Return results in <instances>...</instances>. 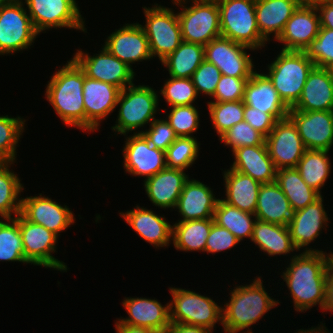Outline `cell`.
<instances>
[{
    "label": "cell",
    "mask_w": 333,
    "mask_h": 333,
    "mask_svg": "<svg viewBox=\"0 0 333 333\" xmlns=\"http://www.w3.org/2000/svg\"><path fill=\"white\" fill-rule=\"evenodd\" d=\"M282 279L286 282L294 303V310L307 311L314 305L323 310L325 284L333 260V253L302 252L293 256Z\"/></svg>",
    "instance_id": "1"
},
{
    "label": "cell",
    "mask_w": 333,
    "mask_h": 333,
    "mask_svg": "<svg viewBox=\"0 0 333 333\" xmlns=\"http://www.w3.org/2000/svg\"><path fill=\"white\" fill-rule=\"evenodd\" d=\"M84 71L73 60L67 61L48 81L45 96L67 126L85 131L83 101Z\"/></svg>",
    "instance_id": "2"
},
{
    "label": "cell",
    "mask_w": 333,
    "mask_h": 333,
    "mask_svg": "<svg viewBox=\"0 0 333 333\" xmlns=\"http://www.w3.org/2000/svg\"><path fill=\"white\" fill-rule=\"evenodd\" d=\"M261 277L249 285L235 286L231 298L222 307V326L225 333H253L250 326L259 322L270 309L279 304L266 292ZM248 328V330H247ZM244 329L245 332H244Z\"/></svg>",
    "instance_id": "3"
},
{
    "label": "cell",
    "mask_w": 333,
    "mask_h": 333,
    "mask_svg": "<svg viewBox=\"0 0 333 333\" xmlns=\"http://www.w3.org/2000/svg\"><path fill=\"white\" fill-rule=\"evenodd\" d=\"M266 74L284 103L292 108L300 99L309 73L315 67L304 51L281 50Z\"/></svg>",
    "instance_id": "4"
},
{
    "label": "cell",
    "mask_w": 333,
    "mask_h": 333,
    "mask_svg": "<svg viewBox=\"0 0 333 333\" xmlns=\"http://www.w3.org/2000/svg\"><path fill=\"white\" fill-rule=\"evenodd\" d=\"M221 36L255 49L267 41L261 36L255 14V0H217Z\"/></svg>",
    "instance_id": "5"
},
{
    "label": "cell",
    "mask_w": 333,
    "mask_h": 333,
    "mask_svg": "<svg viewBox=\"0 0 333 333\" xmlns=\"http://www.w3.org/2000/svg\"><path fill=\"white\" fill-rule=\"evenodd\" d=\"M159 99L157 91L148 85L132 84L120 91L117 100L119 113L115 126H112L113 132L126 135L129 132L144 127L154 120L158 109Z\"/></svg>",
    "instance_id": "6"
},
{
    "label": "cell",
    "mask_w": 333,
    "mask_h": 333,
    "mask_svg": "<svg viewBox=\"0 0 333 333\" xmlns=\"http://www.w3.org/2000/svg\"><path fill=\"white\" fill-rule=\"evenodd\" d=\"M191 1V6L186 7L184 4L188 3L187 0H172L173 4L182 7L181 12H177L182 39L185 42L205 46L221 36L220 11L217 0Z\"/></svg>",
    "instance_id": "7"
},
{
    "label": "cell",
    "mask_w": 333,
    "mask_h": 333,
    "mask_svg": "<svg viewBox=\"0 0 333 333\" xmlns=\"http://www.w3.org/2000/svg\"><path fill=\"white\" fill-rule=\"evenodd\" d=\"M146 24L141 25L148 42L151 56L162 61L183 42L177 13L172 8L155 4L143 8Z\"/></svg>",
    "instance_id": "8"
},
{
    "label": "cell",
    "mask_w": 333,
    "mask_h": 333,
    "mask_svg": "<svg viewBox=\"0 0 333 333\" xmlns=\"http://www.w3.org/2000/svg\"><path fill=\"white\" fill-rule=\"evenodd\" d=\"M170 320L206 327L213 330L217 322L222 323V306L210 297L182 288L171 287Z\"/></svg>",
    "instance_id": "9"
},
{
    "label": "cell",
    "mask_w": 333,
    "mask_h": 333,
    "mask_svg": "<svg viewBox=\"0 0 333 333\" xmlns=\"http://www.w3.org/2000/svg\"><path fill=\"white\" fill-rule=\"evenodd\" d=\"M37 35L23 0L0 7V55L30 48Z\"/></svg>",
    "instance_id": "10"
},
{
    "label": "cell",
    "mask_w": 333,
    "mask_h": 333,
    "mask_svg": "<svg viewBox=\"0 0 333 333\" xmlns=\"http://www.w3.org/2000/svg\"><path fill=\"white\" fill-rule=\"evenodd\" d=\"M38 34L52 28H69L87 32L76 0H24ZM86 30V31H85Z\"/></svg>",
    "instance_id": "11"
},
{
    "label": "cell",
    "mask_w": 333,
    "mask_h": 333,
    "mask_svg": "<svg viewBox=\"0 0 333 333\" xmlns=\"http://www.w3.org/2000/svg\"><path fill=\"white\" fill-rule=\"evenodd\" d=\"M18 224L22 236L24 256L31 265L67 271V265L51 253L56 251L58 236L42 225L34 224L18 214Z\"/></svg>",
    "instance_id": "12"
},
{
    "label": "cell",
    "mask_w": 333,
    "mask_h": 333,
    "mask_svg": "<svg viewBox=\"0 0 333 333\" xmlns=\"http://www.w3.org/2000/svg\"><path fill=\"white\" fill-rule=\"evenodd\" d=\"M95 55L90 56L82 50H77L72 59L84 71L85 76L91 79L112 84L120 90L134 84L133 69L112 55L105 46Z\"/></svg>",
    "instance_id": "13"
},
{
    "label": "cell",
    "mask_w": 333,
    "mask_h": 333,
    "mask_svg": "<svg viewBox=\"0 0 333 333\" xmlns=\"http://www.w3.org/2000/svg\"><path fill=\"white\" fill-rule=\"evenodd\" d=\"M246 49L253 50L220 36L204 46V56L205 60L213 63L222 75L250 78L255 65Z\"/></svg>",
    "instance_id": "14"
},
{
    "label": "cell",
    "mask_w": 333,
    "mask_h": 333,
    "mask_svg": "<svg viewBox=\"0 0 333 333\" xmlns=\"http://www.w3.org/2000/svg\"><path fill=\"white\" fill-rule=\"evenodd\" d=\"M265 144L276 169L296 168L307 150L296 126L288 117L275 123L265 137Z\"/></svg>",
    "instance_id": "15"
},
{
    "label": "cell",
    "mask_w": 333,
    "mask_h": 333,
    "mask_svg": "<svg viewBox=\"0 0 333 333\" xmlns=\"http://www.w3.org/2000/svg\"><path fill=\"white\" fill-rule=\"evenodd\" d=\"M288 118L296 126L306 149L330 151L333 144V111L302 112L290 109Z\"/></svg>",
    "instance_id": "16"
},
{
    "label": "cell",
    "mask_w": 333,
    "mask_h": 333,
    "mask_svg": "<svg viewBox=\"0 0 333 333\" xmlns=\"http://www.w3.org/2000/svg\"><path fill=\"white\" fill-rule=\"evenodd\" d=\"M122 152L125 171L130 175L147 179L166 168L165 151L151 146L142 133L126 137Z\"/></svg>",
    "instance_id": "17"
},
{
    "label": "cell",
    "mask_w": 333,
    "mask_h": 333,
    "mask_svg": "<svg viewBox=\"0 0 333 333\" xmlns=\"http://www.w3.org/2000/svg\"><path fill=\"white\" fill-rule=\"evenodd\" d=\"M22 198L20 214L28 221L44 226L60 236V232L74 224L75 218L68 206H61L48 196Z\"/></svg>",
    "instance_id": "18"
},
{
    "label": "cell",
    "mask_w": 333,
    "mask_h": 333,
    "mask_svg": "<svg viewBox=\"0 0 333 333\" xmlns=\"http://www.w3.org/2000/svg\"><path fill=\"white\" fill-rule=\"evenodd\" d=\"M120 91L118 87L91 79L84 73L83 101L87 132L98 130L101 120L114 111Z\"/></svg>",
    "instance_id": "19"
},
{
    "label": "cell",
    "mask_w": 333,
    "mask_h": 333,
    "mask_svg": "<svg viewBox=\"0 0 333 333\" xmlns=\"http://www.w3.org/2000/svg\"><path fill=\"white\" fill-rule=\"evenodd\" d=\"M320 18L315 5L300 4L277 41L284 46L282 50L305 51L320 30Z\"/></svg>",
    "instance_id": "20"
},
{
    "label": "cell",
    "mask_w": 333,
    "mask_h": 333,
    "mask_svg": "<svg viewBox=\"0 0 333 333\" xmlns=\"http://www.w3.org/2000/svg\"><path fill=\"white\" fill-rule=\"evenodd\" d=\"M104 46L112 55L131 68L134 62L153 58L147 36L139 23H127L112 32Z\"/></svg>",
    "instance_id": "21"
},
{
    "label": "cell",
    "mask_w": 333,
    "mask_h": 333,
    "mask_svg": "<svg viewBox=\"0 0 333 333\" xmlns=\"http://www.w3.org/2000/svg\"><path fill=\"white\" fill-rule=\"evenodd\" d=\"M122 304L129 316L118 319L117 322L120 324L146 327L165 333L171 323L170 303L163 306L155 299L125 297Z\"/></svg>",
    "instance_id": "22"
},
{
    "label": "cell",
    "mask_w": 333,
    "mask_h": 333,
    "mask_svg": "<svg viewBox=\"0 0 333 333\" xmlns=\"http://www.w3.org/2000/svg\"><path fill=\"white\" fill-rule=\"evenodd\" d=\"M323 197L314 203L296 211L293 222L288 226L292 243L297 251L305 247L304 252H320L312 248H306L322 233V228L328 226V215L324 210Z\"/></svg>",
    "instance_id": "23"
},
{
    "label": "cell",
    "mask_w": 333,
    "mask_h": 333,
    "mask_svg": "<svg viewBox=\"0 0 333 333\" xmlns=\"http://www.w3.org/2000/svg\"><path fill=\"white\" fill-rule=\"evenodd\" d=\"M290 109L333 111V69L315 66L306 79L300 99Z\"/></svg>",
    "instance_id": "24"
},
{
    "label": "cell",
    "mask_w": 333,
    "mask_h": 333,
    "mask_svg": "<svg viewBox=\"0 0 333 333\" xmlns=\"http://www.w3.org/2000/svg\"><path fill=\"white\" fill-rule=\"evenodd\" d=\"M243 102L244 105L272 114L278 121L287 118L290 111L269 77L257 71L247 81Z\"/></svg>",
    "instance_id": "25"
},
{
    "label": "cell",
    "mask_w": 333,
    "mask_h": 333,
    "mask_svg": "<svg viewBox=\"0 0 333 333\" xmlns=\"http://www.w3.org/2000/svg\"><path fill=\"white\" fill-rule=\"evenodd\" d=\"M120 215L143 240L156 248L167 247L172 240L173 226L152 210L136 205L130 211L120 212Z\"/></svg>",
    "instance_id": "26"
},
{
    "label": "cell",
    "mask_w": 333,
    "mask_h": 333,
    "mask_svg": "<svg viewBox=\"0 0 333 333\" xmlns=\"http://www.w3.org/2000/svg\"><path fill=\"white\" fill-rule=\"evenodd\" d=\"M189 180L184 170L165 168L144 180L150 201L162 209L176 208L185 183Z\"/></svg>",
    "instance_id": "27"
},
{
    "label": "cell",
    "mask_w": 333,
    "mask_h": 333,
    "mask_svg": "<svg viewBox=\"0 0 333 333\" xmlns=\"http://www.w3.org/2000/svg\"><path fill=\"white\" fill-rule=\"evenodd\" d=\"M218 200L209 186L199 180L189 179L176 205L182 217L178 221L213 218Z\"/></svg>",
    "instance_id": "28"
},
{
    "label": "cell",
    "mask_w": 333,
    "mask_h": 333,
    "mask_svg": "<svg viewBox=\"0 0 333 333\" xmlns=\"http://www.w3.org/2000/svg\"><path fill=\"white\" fill-rule=\"evenodd\" d=\"M234 162L230 169L246 174L261 184L276 181V171L266 145L244 146L232 151Z\"/></svg>",
    "instance_id": "29"
},
{
    "label": "cell",
    "mask_w": 333,
    "mask_h": 333,
    "mask_svg": "<svg viewBox=\"0 0 333 333\" xmlns=\"http://www.w3.org/2000/svg\"><path fill=\"white\" fill-rule=\"evenodd\" d=\"M296 210L276 182L261 184L255 216L258 220L288 227Z\"/></svg>",
    "instance_id": "30"
},
{
    "label": "cell",
    "mask_w": 333,
    "mask_h": 333,
    "mask_svg": "<svg viewBox=\"0 0 333 333\" xmlns=\"http://www.w3.org/2000/svg\"><path fill=\"white\" fill-rule=\"evenodd\" d=\"M299 5L296 0H255L256 21L261 36L269 41L273 33L277 40Z\"/></svg>",
    "instance_id": "31"
},
{
    "label": "cell",
    "mask_w": 333,
    "mask_h": 333,
    "mask_svg": "<svg viewBox=\"0 0 333 333\" xmlns=\"http://www.w3.org/2000/svg\"><path fill=\"white\" fill-rule=\"evenodd\" d=\"M226 198L221 199L230 206L255 214L261 183L233 169L223 173Z\"/></svg>",
    "instance_id": "32"
},
{
    "label": "cell",
    "mask_w": 333,
    "mask_h": 333,
    "mask_svg": "<svg viewBox=\"0 0 333 333\" xmlns=\"http://www.w3.org/2000/svg\"><path fill=\"white\" fill-rule=\"evenodd\" d=\"M251 241L269 256L286 255L297 251L289 228L283 225L256 220Z\"/></svg>",
    "instance_id": "33"
},
{
    "label": "cell",
    "mask_w": 333,
    "mask_h": 333,
    "mask_svg": "<svg viewBox=\"0 0 333 333\" xmlns=\"http://www.w3.org/2000/svg\"><path fill=\"white\" fill-rule=\"evenodd\" d=\"M296 211L314 203L322 195L308 186L296 168H281L276 171V181Z\"/></svg>",
    "instance_id": "34"
},
{
    "label": "cell",
    "mask_w": 333,
    "mask_h": 333,
    "mask_svg": "<svg viewBox=\"0 0 333 333\" xmlns=\"http://www.w3.org/2000/svg\"><path fill=\"white\" fill-rule=\"evenodd\" d=\"M213 223V218L178 221L173 225L172 241L174 247L185 252H205L206 240Z\"/></svg>",
    "instance_id": "35"
},
{
    "label": "cell",
    "mask_w": 333,
    "mask_h": 333,
    "mask_svg": "<svg viewBox=\"0 0 333 333\" xmlns=\"http://www.w3.org/2000/svg\"><path fill=\"white\" fill-rule=\"evenodd\" d=\"M204 59V45L183 41L161 63L171 77L191 78Z\"/></svg>",
    "instance_id": "36"
},
{
    "label": "cell",
    "mask_w": 333,
    "mask_h": 333,
    "mask_svg": "<svg viewBox=\"0 0 333 333\" xmlns=\"http://www.w3.org/2000/svg\"><path fill=\"white\" fill-rule=\"evenodd\" d=\"M213 219L217 225L229 230L239 241L243 238L251 240L257 220L255 214L230 206L221 199L218 200Z\"/></svg>",
    "instance_id": "37"
},
{
    "label": "cell",
    "mask_w": 333,
    "mask_h": 333,
    "mask_svg": "<svg viewBox=\"0 0 333 333\" xmlns=\"http://www.w3.org/2000/svg\"><path fill=\"white\" fill-rule=\"evenodd\" d=\"M13 163L0 162V218L4 219L14 218L21 211L22 197L18 195L23 192L24 186L17 174L9 169Z\"/></svg>",
    "instance_id": "38"
},
{
    "label": "cell",
    "mask_w": 333,
    "mask_h": 333,
    "mask_svg": "<svg viewBox=\"0 0 333 333\" xmlns=\"http://www.w3.org/2000/svg\"><path fill=\"white\" fill-rule=\"evenodd\" d=\"M328 153L326 150L307 149L296 167L304 182L320 194L331 172Z\"/></svg>",
    "instance_id": "39"
},
{
    "label": "cell",
    "mask_w": 333,
    "mask_h": 333,
    "mask_svg": "<svg viewBox=\"0 0 333 333\" xmlns=\"http://www.w3.org/2000/svg\"><path fill=\"white\" fill-rule=\"evenodd\" d=\"M0 261L29 264L24 256L18 215L14 218L0 219Z\"/></svg>",
    "instance_id": "40"
},
{
    "label": "cell",
    "mask_w": 333,
    "mask_h": 333,
    "mask_svg": "<svg viewBox=\"0 0 333 333\" xmlns=\"http://www.w3.org/2000/svg\"><path fill=\"white\" fill-rule=\"evenodd\" d=\"M208 111L211 122L219 138L235 124L244 121V102H208Z\"/></svg>",
    "instance_id": "41"
},
{
    "label": "cell",
    "mask_w": 333,
    "mask_h": 333,
    "mask_svg": "<svg viewBox=\"0 0 333 333\" xmlns=\"http://www.w3.org/2000/svg\"><path fill=\"white\" fill-rule=\"evenodd\" d=\"M25 119L0 116V162H15L16 147L24 132Z\"/></svg>",
    "instance_id": "42"
},
{
    "label": "cell",
    "mask_w": 333,
    "mask_h": 333,
    "mask_svg": "<svg viewBox=\"0 0 333 333\" xmlns=\"http://www.w3.org/2000/svg\"><path fill=\"white\" fill-rule=\"evenodd\" d=\"M199 155L195 137H178L165 151L166 167L187 170Z\"/></svg>",
    "instance_id": "43"
},
{
    "label": "cell",
    "mask_w": 333,
    "mask_h": 333,
    "mask_svg": "<svg viewBox=\"0 0 333 333\" xmlns=\"http://www.w3.org/2000/svg\"><path fill=\"white\" fill-rule=\"evenodd\" d=\"M160 93L170 107L193 105L198 96L191 78L171 76L165 81Z\"/></svg>",
    "instance_id": "44"
},
{
    "label": "cell",
    "mask_w": 333,
    "mask_h": 333,
    "mask_svg": "<svg viewBox=\"0 0 333 333\" xmlns=\"http://www.w3.org/2000/svg\"><path fill=\"white\" fill-rule=\"evenodd\" d=\"M304 52L316 67L333 69V30L320 27L317 37Z\"/></svg>",
    "instance_id": "45"
},
{
    "label": "cell",
    "mask_w": 333,
    "mask_h": 333,
    "mask_svg": "<svg viewBox=\"0 0 333 333\" xmlns=\"http://www.w3.org/2000/svg\"><path fill=\"white\" fill-rule=\"evenodd\" d=\"M166 121L178 137H194L191 135L198 130L199 112L194 105L171 107Z\"/></svg>",
    "instance_id": "46"
},
{
    "label": "cell",
    "mask_w": 333,
    "mask_h": 333,
    "mask_svg": "<svg viewBox=\"0 0 333 333\" xmlns=\"http://www.w3.org/2000/svg\"><path fill=\"white\" fill-rule=\"evenodd\" d=\"M219 139L225 146L232 147V151L244 146L266 145L265 136L252 128L246 121L235 124Z\"/></svg>",
    "instance_id": "47"
},
{
    "label": "cell",
    "mask_w": 333,
    "mask_h": 333,
    "mask_svg": "<svg viewBox=\"0 0 333 333\" xmlns=\"http://www.w3.org/2000/svg\"><path fill=\"white\" fill-rule=\"evenodd\" d=\"M221 75L220 70L213 63L204 59L191 77L197 94L204 93L212 98Z\"/></svg>",
    "instance_id": "48"
},
{
    "label": "cell",
    "mask_w": 333,
    "mask_h": 333,
    "mask_svg": "<svg viewBox=\"0 0 333 333\" xmlns=\"http://www.w3.org/2000/svg\"><path fill=\"white\" fill-rule=\"evenodd\" d=\"M150 124V128L142 133L148 140L149 144L157 149L166 151L167 148L178 138L173 128L166 121V118L161 120L154 119Z\"/></svg>",
    "instance_id": "49"
},
{
    "label": "cell",
    "mask_w": 333,
    "mask_h": 333,
    "mask_svg": "<svg viewBox=\"0 0 333 333\" xmlns=\"http://www.w3.org/2000/svg\"><path fill=\"white\" fill-rule=\"evenodd\" d=\"M249 78H239L221 75L216 91L212 99L213 102L241 101Z\"/></svg>",
    "instance_id": "50"
},
{
    "label": "cell",
    "mask_w": 333,
    "mask_h": 333,
    "mask_svg": "<svg viewBox=\"0 0 333 333\" xmlns=\"http://www.w3.org/2000/svg\"><path fill=\"white\" fill-rule=\"evenodd\" d=\"M239 242L240 241L229 230L214 222L206 240L205 252L214 255V253L231 249Z\"/></svg>",
    "instance_id": "51"
},
{
    "label": "cell",
    "mask_w": 333,
    "mask_h": 333,
    "mask_svg": "<svg viewBox=\"0 0 333 333\" xmlns=\"http://www.w3.org/2000/svg\"><path fill=\"white\" fill-rule=\"evenodd\" d=\"M244 121L252 128L262 133L265 137L269 135L278 121L272 114H267L259 109L244 105Z\"/></svg>",
    "instance_id": "52"
},
{
    "label": "cell",
    "mask_w": 333,
    "mask_h": 333,
    "mask_svg": "<svg viewBox=\"0 0 333 333\" xmlns=\"http://www.w3.org/2000/svg\"><path fill=\"white\" fill-rule=\"evenodd\" d=\"M320 18V26L333 30V2L322 0L315 4Z\"/></svg>",
    "instance_id": "53"
},
{
    "label": "cell",
    "mask_w": 333,
    "mask_h": 333,
    "mask_svg": "<svg viewBox=\"0 0 333 333\" xmlns=\"http://www.w3.org/2000/svg\"><path fill=\"white\" fill-rule=\"evenodd\" d=\"M212 331L202 326L171 322L165 333H213Z\"/></svg>",
    "instance_id": "54"
},
{
    "label": "cell",
    "mask_w": 333,
    "mask_h": 333,
    "mask_svg": "<svg viewBox=\"0 0 333 333\" xmlns=\"http://www.w3.org/2000/svg\"><path fill=\"white\" fill-rule=\"evenodd\" d=\"M333 311V260L330 265V270L325 284V302L323 311Z\"/></svg>",
    "instance_id": "55"
},
{
    "label": "cell",
    "mask_w": 333,
    "mask_h": 333,
    "mask_svg": "<svg viewBox=\"0 0 333 333\" xmlns=\"http://www.w3.org/2000/svg\"><path fill=\"white\" fill-rule=\"evenodd\" d=\"M115 324L116 333H159L150 328L120 324L117 321Z\"/></svg>",
    "instance_id": "56"
},
{
    "label": "cell",
    "mask_w": 333,
    "mask_h": 333,
    "mask_svg": "<svg viewBox=\"0 0 333 333\" xmlns=\"http://www.w3.org/2000/svg\"><path fill=\"white\" fill-rule=\"evenodd\" d=\"M321 325H319L316 328L312 327L308 330L299 329V331H297V332L298 333H330L329 330L325 327V325L323 326V323Z\"/></svg>",
    "instance_id": "57"
},
{
    "label": "cell",
    "mask_w": 333,
    "mask_h": 333,
    "mask_svg": "<svg viewBox=\"0 0 333 333\" xmlns=\"http://www.w3.org/2000/svg\"><path fill=\"white\" fill-rule=\"evenodd\" d=\"M299 4H304V5H315L322 0H296Z\"/></svg>",
    "instance_id": "58"
},
{
    "label": "cell",
    "mask_w": 333,
    "mask_h": 333,
    "mask_svg": "<svg viewBox=\"0 0 333 333\" xmlns=\"http://www.w3.org/2000/svg\"><path fill=\"white\" fill-rule=\"evenodd\" d=\"M14 0H0V7H2L3 5H6L8 3L13 2Z\"/></svg>",
    "instance_id": "59"
}]
</instances>
